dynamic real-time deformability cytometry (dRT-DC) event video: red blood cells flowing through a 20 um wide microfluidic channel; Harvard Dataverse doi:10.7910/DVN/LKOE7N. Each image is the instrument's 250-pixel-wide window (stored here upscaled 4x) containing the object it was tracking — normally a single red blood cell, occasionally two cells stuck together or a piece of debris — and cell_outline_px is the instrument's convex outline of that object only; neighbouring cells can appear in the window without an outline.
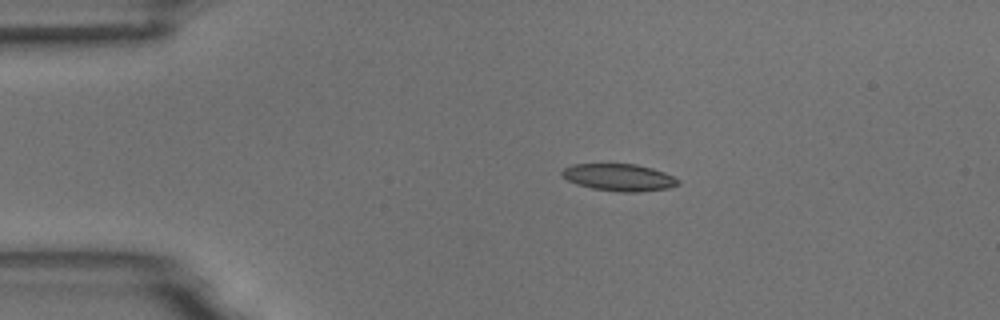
{"species": "common noctule bat (a hibernating species)", "species_latin": "Nyctalus noctula", "temperature_condition": "room temperature", "stored_images_in_passage": 6, "camera_frame_rate_fps": 3000, "um_per_image_px": 0.085, "animal": {"sex": "male", "body_mass_g": 18.8}, "frame": {"image": 1, "passage_image": 1, "time_ms": 0.0, "image_size_px": [1000, 320], "cell_outline_px": [[680, 184], [668, 188], [636, 192], [620, 192], [592, 188], [576, 184], [568, 180], [560, 172], [564, 168], [572, 164], [636, 164], [652, 168], [664, 172], [680, 180]], "centroid_in_image_um": [52.63, 15.07], "position_along_channel_um": 32.4, "area_um2": 18.26}}
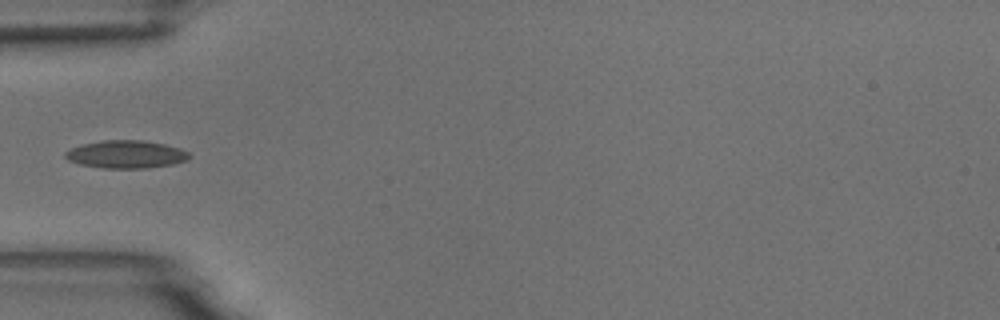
{"frame": {"image": 2, "passage_image": 3, "time_ms": 2.333, "image_size_px": [1000, 320], "cell_outline_px": [[192, 156], [188, 160], [172, 164], [148, 168], [100, 168], [80, 164], [68, 160], [64, 156], [64, 152], [72, 148], [84, 144], [100, 140], [144, 140], [164, 144], [180, 148], [188, 152]], "centroid_in_image_um": [10.73, 13.12], "position_along_channel_um": 74.3, "area_um2": 20.17}}